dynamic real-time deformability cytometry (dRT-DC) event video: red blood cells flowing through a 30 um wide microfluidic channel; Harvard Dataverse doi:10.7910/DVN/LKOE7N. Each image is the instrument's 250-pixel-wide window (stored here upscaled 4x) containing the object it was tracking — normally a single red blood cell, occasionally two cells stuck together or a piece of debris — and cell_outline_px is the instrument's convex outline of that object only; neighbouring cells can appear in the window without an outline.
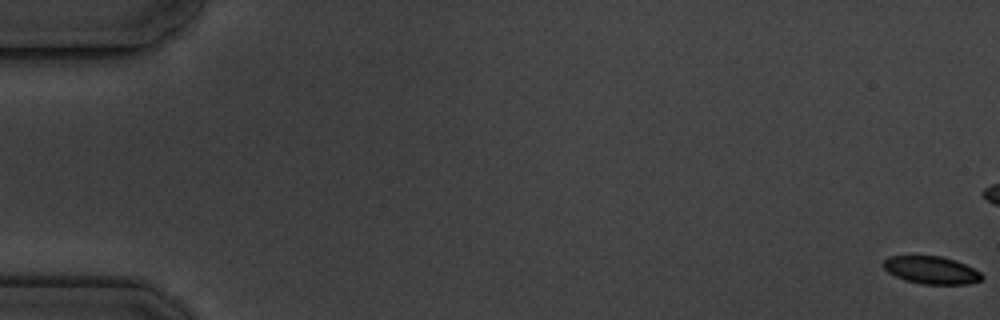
{"species": "common noctule bat (a hibernating species)", "species_latin": "Nyctalus noctula", "temperature_condition": "cold", "stored_images_in_passage": 12, "camera_frame_rate_fps": 3000, "um_per_image_px": 0.085, "animal": {"sex": "male", "body_mass_g": 19.5, "forearm_length_mm": 54.6}, "frame": {"image": 1, "passage_image": 1, "time_ms": 0.0, "image_size_px": [1000, 320], "cell_outline_px": [[984, 276], [980, 280], [968, 284], [924, 284], [904, 280], [888, 272], [884, 268], [884, 260], [888, 256], [940, 256], [956, 260], [980, 272]], "centroid_in_image_um": [79.16, 22.96], "position_along_channel_um": 5.8, "area_um2": 15.72}}